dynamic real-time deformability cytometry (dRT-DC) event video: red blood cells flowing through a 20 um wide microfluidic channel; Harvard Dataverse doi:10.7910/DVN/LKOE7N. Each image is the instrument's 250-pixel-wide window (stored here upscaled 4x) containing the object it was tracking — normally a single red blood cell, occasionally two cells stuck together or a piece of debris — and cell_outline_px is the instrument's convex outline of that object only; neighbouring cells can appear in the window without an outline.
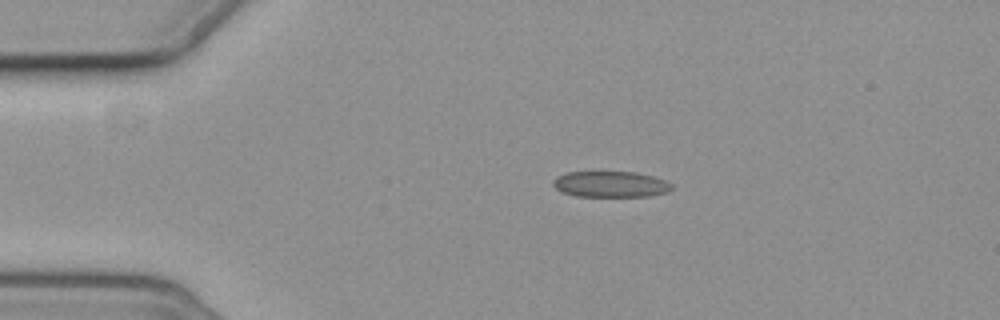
{"species": "common noctule bat (a hibernating species)", "species_latin": "Nyctalus noctula", "temperature_condition": "cold", "stored_images_in_passage": 6, "camera_frame_rate_fps": 3000, "um_per_image_px": 0.085, "animal": {"sex": "female", "body_mass_g": 19.3, "forearm_length_mm": 54.1}, "frame": {"image": 1, "passage_image": 4, "time_ms": 3.333, "image_size_px": [1000, 320], "cell_outline_px": [[672, 188], [664, 192], [648, 196], [576, 196], [564, 192], [556, 188], [552, 184], [552, 180], [556, 176], [568, 172], [636, 172], [652, 176], [664, 180], [672, 184]], "centroid_in_image_um": [51.86, 15.65], "position_along_channel_um": 33.1, "area_um2": 17.74}}
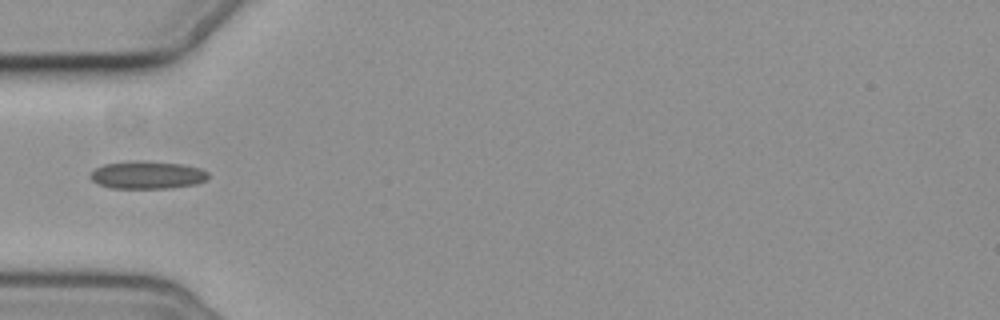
{"frame": {"image": 2, "passage_image": 6, "time_ms": 5.667, "image_size_px": [1000, 320], "cell_outline_px": [[208, 180], [196, 184], [168, 188], [112, 188], [96, 184], [88, 176], [96, 168], [104, 164], [132, 160], [140, 160], [184, 164], [200, 168], [208, 172]], "centroid_in_image_um": [12.52, 14.86], "position_along_channel_um": 72.5, "area_um2": 19.31}}